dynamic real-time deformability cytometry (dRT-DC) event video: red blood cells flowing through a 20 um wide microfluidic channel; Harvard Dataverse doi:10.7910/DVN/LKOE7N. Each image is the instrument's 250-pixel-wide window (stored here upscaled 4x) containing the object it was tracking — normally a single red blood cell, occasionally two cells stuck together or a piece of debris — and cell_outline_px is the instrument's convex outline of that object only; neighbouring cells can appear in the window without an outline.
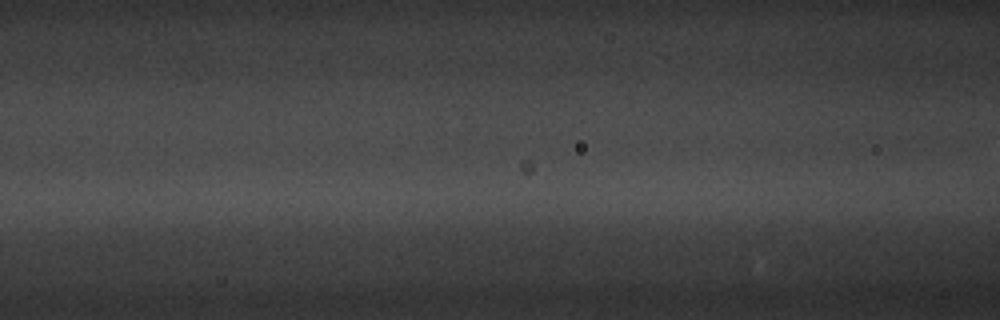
{"species": "common noctule bat (a hibernating species)", "species_latin": "Nyctalus noctula", "temperature_condition": "warm", "stored_images_in_passage": 4, "camera_frame_rate_fps": 3000, "um_per_image_px": 0.085, "animal": {"sex": "male", "body_mass_g": 20.1, "forearm_length_mm": 53.5}, "frame": {"image": 1, "passage_image": 4, "time_ms": 1.0, "image_size_px": [1000, 320], "cell_outline_px": [[708, 240], [692, 252], [592, 252], [576, 244], [572, 240], [640, 236], [700, 236]], "centroid_in_image_um": [54.66, 20.75], "position_along_channel_um": 111.9, "area_um2": 13.18}}